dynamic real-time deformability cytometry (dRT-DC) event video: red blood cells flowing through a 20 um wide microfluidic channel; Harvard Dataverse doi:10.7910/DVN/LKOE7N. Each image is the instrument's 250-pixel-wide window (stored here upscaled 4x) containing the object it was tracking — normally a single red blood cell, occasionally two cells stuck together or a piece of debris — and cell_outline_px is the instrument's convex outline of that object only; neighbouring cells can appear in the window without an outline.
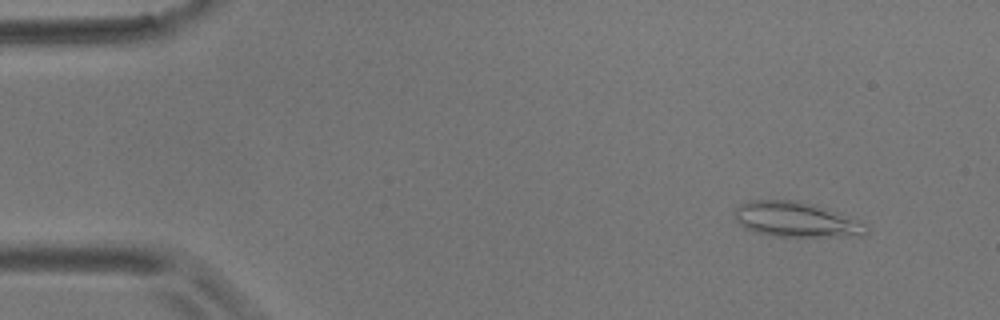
{"species": "common noctule bat (a hibernating species)", "species_latin": "Nyctalus noctula", "temperature_condition": "room temperature", "stored_images_in_passage": 4, "camera_frame_rate_fps": 3000, "um_per_image_px": 0.085, "animal": {"sex": "male", "body_mass_g": 17.9}, "frame": {"image": 1, "passage_image": 1, "time_ms": 0.0, "image_size_px": [1000, 320], "cell_outline_px": [[868, 232], [864, 236], [772, 236], [756, 232], [744, 228], [736, 220], [736, 208], [740, 204], [752, 200], [796, 200], [812, 204], [836, 212], [864, 224], [868, 228]], "centroid_in_image_um": [67.64, 18.67], "position_along_channel_um": 17.4, "area_um2": 26.47}}